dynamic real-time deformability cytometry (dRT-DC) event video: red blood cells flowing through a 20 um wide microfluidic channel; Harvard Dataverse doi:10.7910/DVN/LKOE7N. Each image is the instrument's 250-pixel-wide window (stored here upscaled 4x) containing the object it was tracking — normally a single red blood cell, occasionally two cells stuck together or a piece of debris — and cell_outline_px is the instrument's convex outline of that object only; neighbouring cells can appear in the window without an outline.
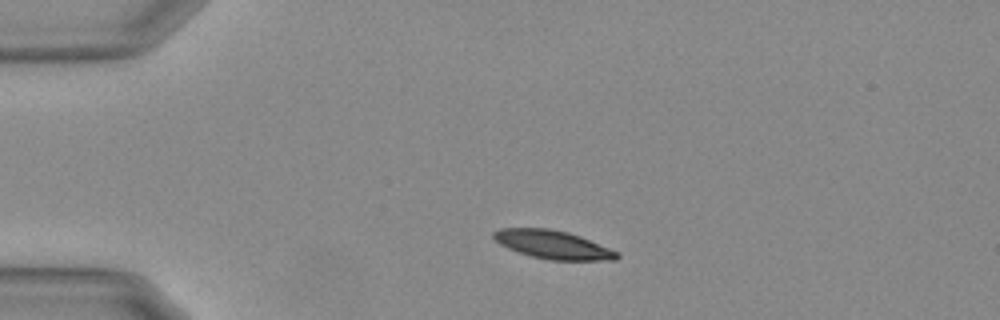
{"species": "Egyptian fruit bat (a non-hibernating species)", "species_latin": "Rousettus aegyptiacus", "temperature_condition": "warm", "stored_images_in_passage": 49, "camera_frame_rate_fps": 3000, "um_per_image_px": 0.085, "animal": {"sex": "female"}, "frame": {"image": 1, "passage_image": 6, "time_ms": 1.667, "image_size_px": [1000, 320], "cell_outline_px": [[620, 256], [616, 260], [548, 260], [532, 256], [508, 248], [500, 244], [492, 236], [492, 232], [500, 228], [548, 228], [568, 232], [580, 236], [608, 248], [616, 252]], "centroid_in_image_um": [46.96, 20.79], "position_along_channel_um": 38.0, "area_um2": 20.17}}
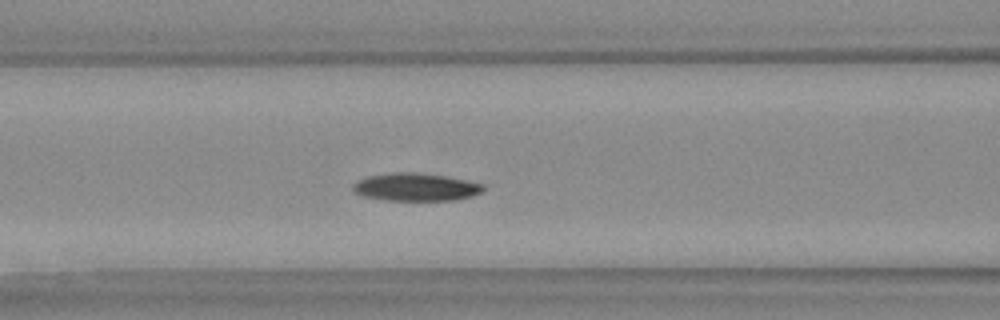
{"frame": {"image": 2, "passage_image": 17, "time_ms": 5.333, "image_size_px": [1000, 320], "cell_outline_px": [[484, 192], [472, 196], [456, 200], [384, 200], [364, 196], [352, 192], [352, 184], [356, 180], [368, 176], [388, 172], [416, 172], [444, 176], [484, 184]], "centroid_in_image_um": [35.3, 15.9], "position_along_channel_um": 131.3, "area_um2": 21.33}}
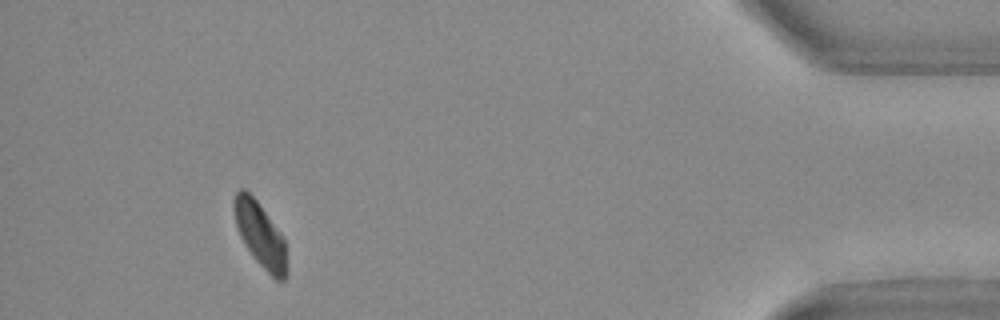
{"frame": {"image": 3, "passage_image": 45, "time_ms": 14.667, "image_size_px": [1000, 320], "cell_outline_px": [[288, 276], [284, 280], [276, 280], [252, 256], [244, 244], [240, 236], [236, 224], [236, 192], [240, 188], [244, 188], [256, 200], [284, 236], [288, 268]], "centroid_in_image_um": [22.19, 20.02], "position_along_channel_um": 413.0, "area_um2": 19.59}, "authors_computed_cell_mechanics": {"area_um2": 21.097, "velocity_mm_per_s": 3.6564, "shape_relaxation_time_tau1_ms": 5.6712, "shape_relaxation_time_tau2_ms": null, "deformation_change_tau1": 0.1367, "deformation_change_tau2": null}}